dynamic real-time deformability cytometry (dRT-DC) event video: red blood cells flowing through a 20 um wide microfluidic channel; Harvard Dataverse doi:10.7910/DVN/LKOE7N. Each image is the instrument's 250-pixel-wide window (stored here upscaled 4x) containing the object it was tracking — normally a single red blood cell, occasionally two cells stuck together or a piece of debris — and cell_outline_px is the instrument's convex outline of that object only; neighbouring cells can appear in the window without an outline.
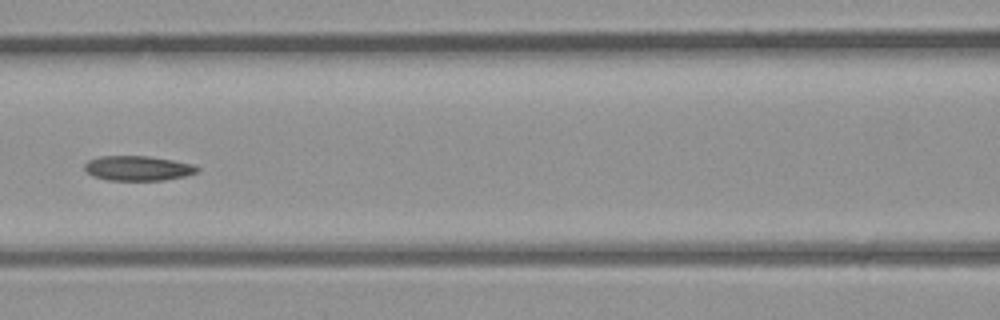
{"species": "common noctule bat (a hibernating species)", "species_latin": "Nyctalus noctula", "temperature_condition": "room temperature", "stored_images_in_passage": 40, "camera_frame_rate_fps": 3000, "um_per_image_px": 0.085, "animal": {"sex": "male", "body_mass_g": 23.1, "forearm_length_mm": 52.7}, "frame": {"image": 1, "passage_image": 18, "time_ms": 5.667, "image_size_px": [1000, 320], "cell_outline_px": [[200, 168], [196, 172], [184, 176], [164, 180], [108, 180], [96, 176], [88, 172], [84, 168], [84, 164], [88, 160], [100, 156], [148, 156], [172, 160], [192, 164]], "centroid_in_image_um": [11.72, 14.29], "position_along_channel_um": 154.9, "area_um2": 16.07}}
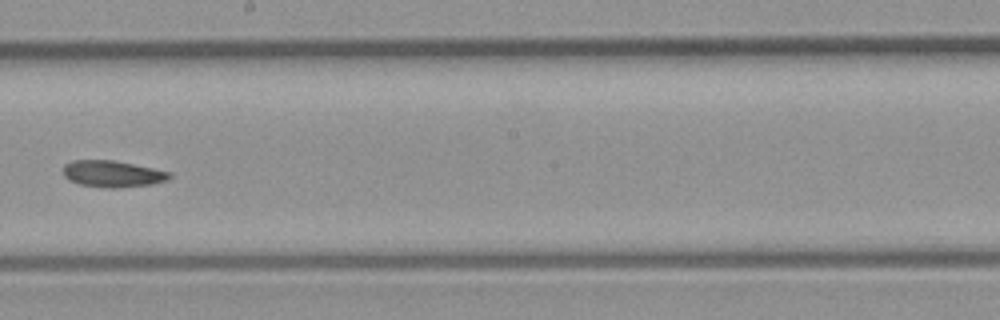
{"frame": {"image": 2, "passage_image": 23, "time_ms": 7.333, "image_size_px": [1000, 320], "cell_outline_px": [[172, 176], [168, 180], [152, 184], [120, 188], [108, 188], [80, 184], [68, 180], [64, 176], [64, 164], [72, 160], [112, 160], [172, 172]], "centroid_in_image_um": [9.57, 14.78], "position_along_channel_um": 238.6, "area_um2": 16.47}}
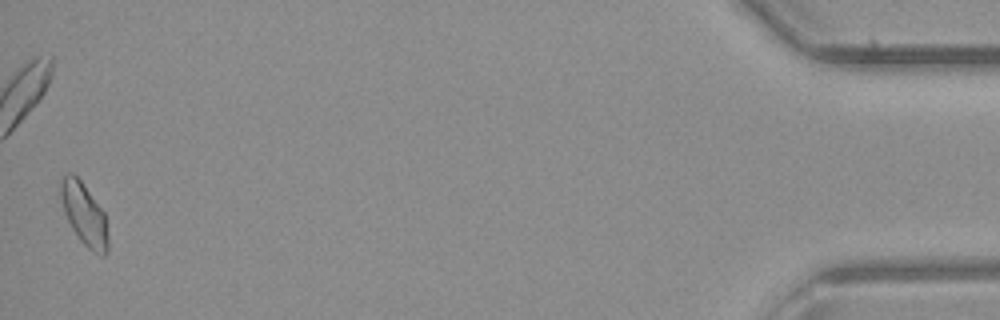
{"frame": {"image": 3, "passage_image": 40, "time_ms": 13.0, "image_size_px": [1000, 320], "cell_outline_px": [[108, 252], [104, 256], [100, 256], [92, 252], [80, 240], [72, 228], [64, 212], [60, 196], [60, 180], [68, 172], [72, 172], [80, 180], [104, 212], [108, 236]], "centroid_in_image_um": [7.16, 18.23], "position_along_channel_um": 428.0, "area_um2": 17.11}}